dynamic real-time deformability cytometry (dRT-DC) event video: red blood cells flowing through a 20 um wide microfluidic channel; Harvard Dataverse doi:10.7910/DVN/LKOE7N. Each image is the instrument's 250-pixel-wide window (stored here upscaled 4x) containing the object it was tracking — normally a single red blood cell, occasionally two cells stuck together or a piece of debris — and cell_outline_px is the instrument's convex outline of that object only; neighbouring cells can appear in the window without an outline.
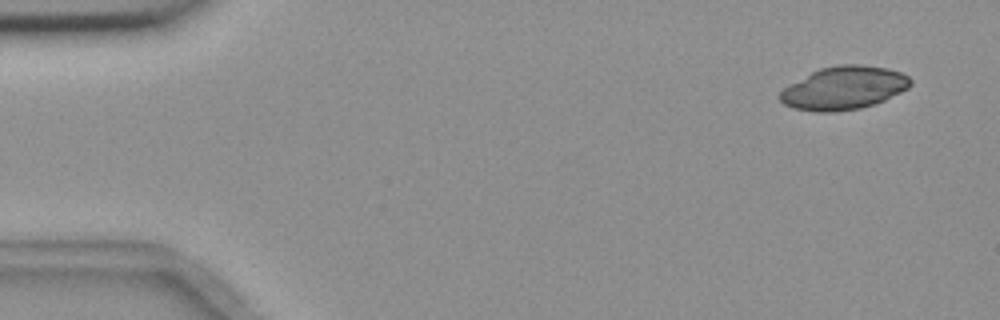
{"species": "common noctule bat (a hibernating species)", "species_latin": "Nyctalus noctula", "temperature_condition": "room temperature", "stored_images_in_passage": 6, "camera_frame_rate_fps": 3000, "um_per_image_px": 0.085, "animal": {"sex": "female", "body_mass_g": 18.4}, "frame": {"image": 1, "passage_image": 2, "time_ms": 1.0, "image_size_px": [1000, 320], "cell_outline_px": [[912, 84], [908, 88], [884, 100], [860, 108], [836, 112], [816, 112], [792, 108], [784, 104], [780, 100], [780, 92], [784, 88], [812, 72], [820, 68], [840, 64], [860, 64], [888, 68], [900, 72], [908, 76], [912, 80]], "centroid_in_image_um": [71.74, 7.48], "position_along_channel_um": 13.3, "area_um2": 32.66}}